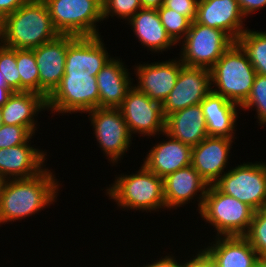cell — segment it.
Instances as JSON below:
<instances>
[{
    "mask_svg": "<svg viewBox=\"0 0 266 267\" xmlns=\"http://www.w3.org/2000/svg\"><path fill=\"white\" fill-rule=\"evenodd\" d=\"M217 236H244L255 210L247 204L209 185L201 210L198 212Z\"/></svg>",
    "mask_w": 266,
    "mask_h": 267,
    "instance_id": "5",
    "label": "cell"
},
{
    "mask_svg": "<svg viewBox=\"0 0 266 267\" xmlns=\"http://www.w3.org/2000/svg\"><path fill=\"white\" fill-rule=\"evenodd\" d=\"M237 42L248 55L257 74L266 75V31L246 29Z\"/></svg>",
    "mask_w": 266,
    "mask_h": 267,
    "instance_id": "27",
    "label": "cell"
},
{
    "mask_svg": "<svg viewBox=\"0 0 266 267\" xmlns=\"http://www.w3.org/2000/svg\"><path fill=\"white\" fill-rule=\"evenodd\" d=\"M245 20L237 0L198 1L195 22L221 29L234 41L248 28Z\"/></svg>",
    "mask_w": 266,
    "mask_h": 267,
    "instance_id": "19",
    "label": "cell"
},
{
    "mask_svg": "<svg viewBox=\"0 0 266 267\" xmlns=\"http://www.w3.org/2000/svg\"><path fill=\"white\" fill-rule=\"evenodd\" d=\"M205 117L208 136L235 137L241 107L221 95L210 92L200 103ZM239 111V112H238Z\"/></svg>",
    "mask_w": 266,
    "mask_h": 267,
    "instance_id": "25",
    "label": "cell"
},
{
    "mask_svg": "<svg viewBox=\"0 0 266 267\" xmlns=\"http://www.w3.org/2000/svg\"><path fill=\"white\" fill-rule=\"evenodd\" d=\"M210 71L212 92L239 106L247 100L257 74L237 41L225 51Z\"/></svg>",
    "mask_w": 266,
    "mask_h": 267,
    "instance_id": "4",
    "label": "cell"
},
{
    "mask_svg": "<svg viewBox=\"0 0 266 267\" xmlns=\"http://www.w3.org/2000/svg\"><path fill=\"white\" fill-rule=\"evenodd\" d=\"M1 72V71H0ZM0 87H9L6 83V80L3 79L2 75L0 74Z\"/></svg>",
    "mask_w": 266,
    "mask_h": 267,
    "instance_id": "42",
    "label": "cell"
},
{
    "mask_svg": "<svg viewBox=\"0 0 266 267\" xmlns=\"http://www.w3.org/2000/svg\"><path fill=\"white\" fill-rule=\"evenodd\" d=\"M209 184L192 166H186L163 178L164 198L168 211L197 201V211L201 210ZM200 193V194H199ZM195 197V198H194Z\"/></svg>",
    "mask_w": 266,
    "mask_h": 267,
    "instance_id": "15",
    "label": "cell"
},
{
    "mask_svg": "<svg viewBox=\"0 0 266 267\" xmlns=\"http://www.w3.org/2000/svg\"><path fill=\"white\" fill-rule=\"evenodd\" d=\"M102 37L69 35L64 74L97 76L112 58Z\"/></svg>",
    "mask_w": 266,
    "mask_h": 267,
    "instance_id": "14",
    "label": "cell"
},
{
    "mask_svg": "<svg viewBox=\"0 0 266 267\" xmlns=\"http://www.w3.org/2000/svg\"><path fill=\"white\" fill-rule=\"evenodd\" d=\"M1 44L11 49L32 50L60 34L44 0H28L0 21Z\"/></svg>",
    "mask_w": 266,
    "mask_h": 267,
    "instance_id": "2",
    "label": "cell"
},
{
    "mask_svg": "<svg viewBox=\"0 0 266 267\" xmlns=\"http://www.w3.org/2000/svg\"><path fill=\"white\" fill-rule=\"evenodd\" d=\"M16 64L20 75V91L39 94V70L33 50L16 49Z\"/></svg>",
    "mask_w": 266,
    "mask_h": 267,
    "instance_id": "28",
    "label": "cell"
},
{
    "mask_svg": "<svg viewBox=\"0 0 266 267\" xmlns=\"http://www.w3.org/2000/svg\"><path fill=\"white\" fill-rule=\"evenodd\" d=\"M142 8L159 9L163 4L164 0H140Z\"/></svg>",
    "mask_w": 266,
    "mask_h": 267,
    "instance_id": "40",
    "label": "cell"
},
{
    "mask_svg": "<svg viewBox=\"0 0 266 267\" xmlns=\"http://www.w3.org/2000/svg\"><path fill=\"white\" fill-rule=\"evenodd\" d=\"M199 0H164V6L186 16L191 22L195 21Z\"/></svg>",
    "mask_w": 266,
    "mask_h": 267,
    "instance_id": "35",
    "label": "cell"
},
{
    "mask_svg": "<svg viewBox=\"0 0 266 267\" xmlns=\"http://www.w3.org/2000/svg\"><path fill=\"white\" fill-rule=\"evenodd\" d=\"M60 35L100 36L102 0H44ZM101 22V23H100Z\"/></svg>",
    "mask_w": 266,
    "mask_h": 267,
    "instance_id": "6",
    "label": "cell"
},
{
    "mask_svg": "<svg viewBox=\"0 0 266 267\" xmlns=\"http://www.w3.org/2000/svg\"><path fill=\"white\" fill-rule=\"evenodd\" d=\"M97 145L111 166L118 165L130 151L133 140L118 108H95L86 112ZM129 150V151H128ZM127 152V153H126Z\"/></svg>",
    "mask_w": 266,
    "mask_h": 267,
    "instance_id": "10",
    "label": "cell"
},
{
    "mask_svg": "<svg viewBox=\"0 0 266 267\" xmlns=\"http://www.w3.org/2000/svg\"><path fill=\"white\" fill-rule=\"evenodd\" d=\"M4 181L5 180L0 176V193H1V189H2Z\"/></svg>",
    "mask_w": 266,
    "mask_h": 267,
    "instance_id": "44",
    "label": "cell"
},
{
    "mask_svg": "<svg viewBox=\"0 0 266 267\" xmlns=\"http://www.w3.org/2000/svg\"><path fill=\"white\" fill-rule=\"evenodd\" d=\"M196 250H198L197 253L195 252L196 255L193 254L190 259L183 260V267H216L214 260L204 248L200 247V250L199 248Z\"/></svg>",
    "mask_w": 266,
    "mask_h": 267,
    "instance_id": "36",
    "label": "cell"
},
{
    "mask_svg": "<svg viewBox=\"0 0 266 267\" xmlns=\"http://www.w3.org/2000/svg\"><path fill=\"white\" fill-rule=\"evenodd\" d=\"M3 125V116H2V111L0 108V127Z\"/></svg>",
    "mask_w": 266,
    "mask_h": 267,
    "instance_id": "43",
    "label": "cell"
},
{
    "mask_svg": "<svg viewBox=\"0 0 266 267\" xmlns=\"http://www.w3.org/2000/svg\"><path fill=\"white\" fill-rule=\"evenodd\" d=\"M233 140L228 137L208 136L192 147L191 165L209 185H213L228 171L229 160L233 155L230 154L232 143H235Z\"/></svg>",
    "mask_w": 266,
    "mask_h": 267,
    "instance_id": "16",
    "label": "cell"
},
{
    "mask_svg": "<svg viewBox=\"0 0 266 267\" xmlns=\"http://www.w3.org/2000/svg\"><path fill=\"white\" fill-rule=\"evenodd\" d=\"M157 11L167 34L178 44L189 31L191 21L186 16L177 13L173 9L166 8L164 5Z\"/></svg>",
    "mask_w": 266,
    "mask_h": 267,
    "instance_id": "30",
    "label": "cell"
},
{
    "mask_svg": "<svg viewBox=\"0 0 266 267\" xmlns=\"http://www.w3.org/2000/svg\"><path fill=\"white\" fill-rule=\"evenodd\" d=\"M202 246L216 267H257L262 261L244 236H215Z\"/></svg>",
    "mask_w": 266,
    "mask_h": 267,
    "instance_id": "21",
    "label": "cell"
},
{
    "mask_svg": "<svg viewBox=\"0 0 266 267\" xmlns=\"http://www.w3.org/2000/svg\"><path fill=\"white\" fill-rule=\"evenodd\" d=\"M244 237L255 249L261 261L266 260V207L255 211L253 220Z\"/></svg>",
    "mask_w": 266,
    "mask_h": 267,
    "instance_id": "31",
    "label": "cell"
},
{
    "mask_svg": "<svg viewBox=\"0 0 266 267\" xmlns=\"http://www.w3.org/2000/svg\"><path fill=\"white\" fill-rule=\"evenodd\" d=\"M213 185L257 211L266 207V162H243L230 166Z\"/></svg>",
    "mask_w": 266,
    "mask_h": 267,
    "instance_id": "8",
    "label": "cell"
},
{
    "mask_svg": "<svg viewBox=\"0 0 266 267\" xmlns=\"http://www.w3.org/2000/svg\"><path fill=\"white\" fill-rule=\"evenodd\" d=\"M183 63L178 58L160 62H141L133 65L135 80L133 83L139 91L145 93L151 100L163 103L173 90Z\"/></svg>",
    "mask_w": 266,
    "mask_h": 267,
    "instance_id": "13",
    "label": "cell"
},
{
    "mask_svg": "<svg viewBox=\"0 0 266 267\" xmlns=\"http://www.w3.org/2000/svg\"><path fill=\"white\" fill-rule=\"evenodd\" d=\"M119 57H112L97 74L99 108H118L133 86L130 69Z\"/></svg>",
    "mask_w": 266,
    "mask_h": 267,
    "instance_id": "22",
    "label": "cell"
},
{
    "mask_svg": "<svg viewBox=\"0 0 266 267\" xmlns=\"http://www.w3.org/2000/svg\"><path fill=\"white\" fill-rule=\"evenodd\" d=\"M3 124L26 127L33 135L39 128L38 114L47 111L46 99L35 92L15 91L0 107Z\"/></svg>",
    "mask_w": 266,
    "mask_h": 267,
    "instance_id": "24",
    "label": "cell"
},
{
    "mask_svg": "<svg viewBox=\"0 0 266 267\" xmlns=\"http://www.w3.org/2000/svg\"><path fill=\"white\" fill-rule=\"evenodd\" d=\"M32 136L26 127L3 124L0 127V149L25 144Z\"/></svg>",
    "mask_w": 266,
    "mask_h": 267,
    "instance_id": "34",
    "label": "cell"
},
{
    "mask_svg": "<svg viewBox=\"0 0 266 267\" xmlns=\"http://www.w3.org/2000/svg\"><path fill=\"white\" fill-rule=\"evenodd\" d=\"M245 18L266 7V0H237Z\"/></svg>",
    "mask_w": 266,
    "mask_h": 267,
    "instance_id": "38",
    "label": "cell"
},
{
    "mask_svg": "<svg viewBox=\"0 0 266 267\" xmlns=\"http://www.w3.org/2000/svg\"><path fill=\"white\" fill-rule=\"evenodd\" d=\"M31 139L33 136L25 144L0 149V176L4 180L30 178L46 168L47 151L31 145Z\"/></svg>",
    "mask_w": 266,
    "mask_h": 267,
    "instance_id": "18",
    "label": "cell"
},
{
    "mask_svg": "<svg viewBox=\"0 0 266 267\" xmlns=\"http://www.w3.org/2000/svg\"><path fill=\"white\" fill-rule=\"evenodd\" d=\"M28 0H0V21L8 14L14 13Z\"/></svg>",
    "mask_w": 266,
    "mask_h": 267,
    "instance_id": "39",
    "label": "cell"
},
{
    "mask_svg": "<svg viewBox=\"0 0 266 267\" xmlns=\"http://www.w3.org/2000/svg\"><path fill=\"white\" fill-rule=\"evenodd\" d=\"M50 114L67 115L86 113L99 108L97 77L64 74L59 85L46 99Z\"/></svg>",
    "mask_w": 266,
    "mask_h": 267,
    "instance_id": "9",
    "label": "cell"
},
{
    "mask_svg": "<svg viewBox=\"0 0 266 267\" xmlns=\"http://www.w3.org/2000/svg\"><path fill=\"white\" fill-rule=\"evenodd\" d=\"M0 74L7 85L15 92L20 91V75L16 64V49L0 45Z\"/></svg>",
    "mask_w": 266,
    "mask_h": 267,
    "instance_id": "33",
    "label": "cell"
},
{
    "mask_svg": "<svg viewBox=\"0 0 266 267\" xmlns=\"http://www.w3.org/2000/svg\"><path fill=\"white\" fill-rule=\"evenodd\" d=\"M169 253H171V255ZM169 253L159 257L158 260L155 259V261H151V263L146 262V264H142L143 266L140 265L137 267H183V261L180 258H176L172 252Z\"/></svg>",
    "mask_w": 266,
    "mask_h": 267,
    "instance_id": "37",
    "label": "cell"
},
{
    "mask_svg": "<svg viewBox=\"0 0 266 267\" xmlns=\"http://www.w3.org/2000/svg\"><path fill=\"white\" fill-rule=\"evenodd\" d=\"M69 35H59L33 50L39 70V94L45 99L56 89L65 73Z\"/></svg>",
    "mask_w": 266,
    "mask_h": 267,
    "instance_id": "17",
    "label": "cell"
},
{
    "mask_svg": "<svg viewBox=\"0 0 266 267\" xmlns=\"http://www.w3.org/2000/svg\"><path fill=\"white\" fill-rule=\"evenodd\" d=\"M107 185L105 194L123 211L159 212L166 209L163 178L149 171L143 164L130 175L116 174Z\"/></svg>",
    "mask_w": 266,
    "mask_h": 267,
    "instance_id": "3",
    "label": "cell"
},
{
    "mask_svg": "<svg viewBox=\"0 0 266 267\" xmlns=\"http://www.w3.org/2000/svg\"><path fill=\"white\" fill-rule=\"evenodd\" d=\"M166 139L156 141L148 150L143 165L161 178L191 165L192 147L162 133Z\"/></svg>",
    "mask_w": 266,
    "mask_h": 267,
    "instance_id": "20",
    "label": "cell"
},
{
    "mask_svg": "<svg viewBox=\"0 0 266 267\" xmlns=\"http://www.w3.org/2000/svg\"><path fill=\"white\" fill-rule=\"evenodd\" d=\"M242 111H256L258 126L266 125V75L256 74L247 100L240 106Z\"/></svg>",
    "mask_w": 266,
    "mask_h": 267,
    "instance_id": "29",
    "label": "cell"
},
{
    "mask_svg": "<svg viewBox=\"0 0 266 267\" xmlns=\"http://www.w3.org/2000/svg\"><path fill=\"white\" fill-rule=\"evenodd\" d=\"M165 133L191 147L203 141L208 134L201 105L189 106L168 115Z\"/></svg>",
    "mask_w": 266,
    "mask_h": 267,
    "instance_id": "26",
    "label": "cell"
},
{
    "mask_svg": "<svg viewBox=\"0 0 266 267\" xmlns=\"http://www.w3.org/2000/svg\"><path fill=\"white\" fill-rule=\"evenodd\" d=\"M0 45H1V28H0Z\"/></svg>",
    "mask_w": 266,
    "mask_h": 267,
    "instance_id": "46",
    "label": "cell"
},
{
    "mask_svg": "<svg viewBox=\"0 0 266 267\" xmlns=\"http://www.w3.org/2000/svg\"><path fill=\"white\" fill-rule=\"evenodd\" d=\"M14 91L10 87H0V107H2Z\"/></svg>",
    "mask_w": 266,
    "mask_h": 267,
    "instance_id": "41",
    "label": "cell"
},
{
    "mask_svg": "<svg viewBox=\"0 0 266 267\" xmlns=\"http://www.w3.org/2000/svg\"><path fill=\"white\" fill-rule=\"evenodd\" d=\"M235 41L223 30L191 22L186 36L177 44L185 66L211 69Z\"/></svg>",
    "mask_w": 266,
    "mask_h": 267,
    "instance_id": "7",
    "label": "cell"
},
{
    "mask_svg": "<svg viewBox=\"0 0 266 267\" xmlns=\"http://www.w3.org/2000/svg\"><path fill=\"white\" fill-rule=\"evenodd\" d=\"M130 134L149 139L165 132V116L162 104L151 100L145 93L132 86L118 107ZM134 134V135H133Z\"/></svg>",
    "mask_w": 266,
    "mask_h": 267,
    "instance_id": "11",
    "label": "cell"
},
{
    "mask_svg": "<svg viewBox=\"0 0 266 267\" xmlns=\"http://www.w3.org/2000/svg\"><path fill=\"white\" fill-rule=\"evenodd\" d=\"M125 23L147 51L163 54L177 46L162 25L157 9L141 8Z\"/></svg>",
    "mask_w": 266,
    "mask_h": 267,
    "instance_id": "23",
    "label": "cell"
},
{
    "mask_svg": "<svg viewBox=\"0 0 266 267\" xmlns=\"http://www.w3.org/2000/svg\"><path fill=\"white\" fill-rule=\"evenodd\" d=\"M54 172L48 166L33 177L4 181L0 193V227L32 218L58 201L62 184Z\"/></svg>",
    "mask_w": 266,
    "mask_h": 267,
    "instance_id": "1",
    "label": "cell"
},
{
    "mask_svg": "<svg viewBox=\"0 0 266 267\" xmlns=\"http://www.w3.org/2000/svg\"><path fill=\"white\" fill-rule=\"evenodd\" d=\"M257 267H266V264L264 262H261Z\"/></svg>",
    "mask_w": 266,
    "mask_h": 267,
    "instance_id": "45",
    "label": "cell"
},
{
    "mask_svg": "<svg viewBox=\"0 0 266 267\" xmlns=\"http://www.w3.org/2000/svg\"><path fill=\"white\" fill-rule=\"evenodd\" d=\"M141 8L140 0H102L103 21L116 16L127 22Z\"/></svg>",
    "mask_w": 266,
    "mask_h": 267,
    "instance_id": "32",
    "label": "cell"
},
{
    "mask_svg": "<svg viewBox=\"0 0 266 267\" xmlns=\"http://www.w3.org/2000/svg\"><path fill=\"white\" fill-rule=\"evenodd\" d=\"M211 91L209 69L183 65L173 90L162 103L165 118L176 111L200 104Z\"/></svg>",
    "mask_w": 266,
    "mask_h": 267,
    "instance_id": "12",
    "label": "cell"
}]
</instances>
